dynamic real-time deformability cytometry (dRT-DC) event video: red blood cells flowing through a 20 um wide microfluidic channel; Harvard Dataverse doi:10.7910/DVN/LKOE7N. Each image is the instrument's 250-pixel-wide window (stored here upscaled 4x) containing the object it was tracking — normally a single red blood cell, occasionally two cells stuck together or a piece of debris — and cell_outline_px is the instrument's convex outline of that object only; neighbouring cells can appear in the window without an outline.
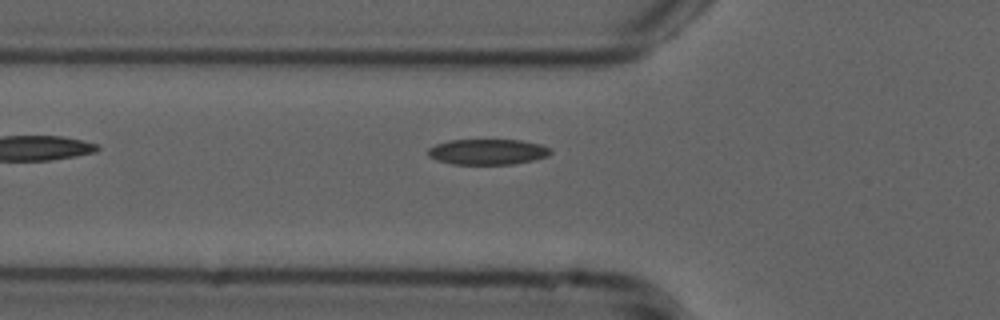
{"species": "common noctule bat (a hibernating species)", "species_latin": "Nyctalus noctula", "temperature_condition": "cold", "stored_images_in_passage": 32, "camera_frame_rate_fps": 3000, "um_per_image_px": 0.085, "animal": {"sex": "male", "forearm_length_mm": 52.5}, "frame": {"image": 1, "passage_image": 2, "time_ms": 0.333, "image_size_px": [1000, 320], "cell_outline_px": [[552, 152], [548, 156], [532, 160], [512, 164], [452, 164], [436, 160], [428, 156], [428, 148], [436, 144], [448, 140], [520, 140], [540, 144], [552, 148]], "centroid_in_image_um": [41.44, 12.9], "position_along_channel_um": 84.4, "area_um2": 18.32}}
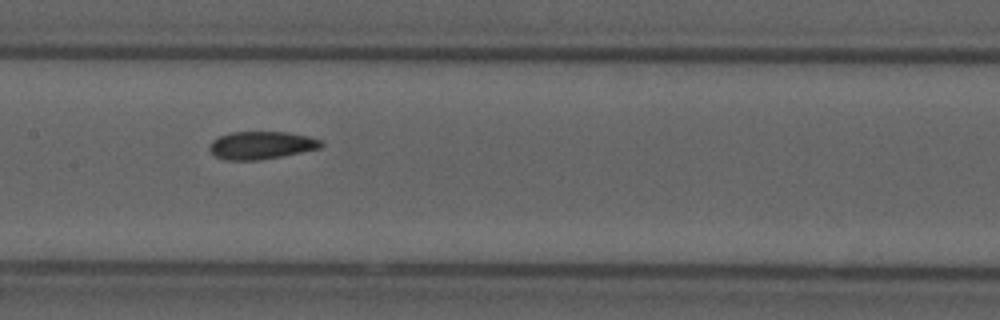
{"frame": {"image": 2, "passage_image": 10, "time_ms": 3.0, "image_size_px": [1000, 320], "cell_outline_px": [[324, 144], [320, 148], [260, 160], [224, 160], [216, 156], [208, 148], [212, 140], [220, 136], [232, 132], [288, 132], [308, 136], [320, 140]], "centroid_in_image_um": [22.19, 12.34], "position_along_channel_um": 185.2, "area_um2": 17.92}}
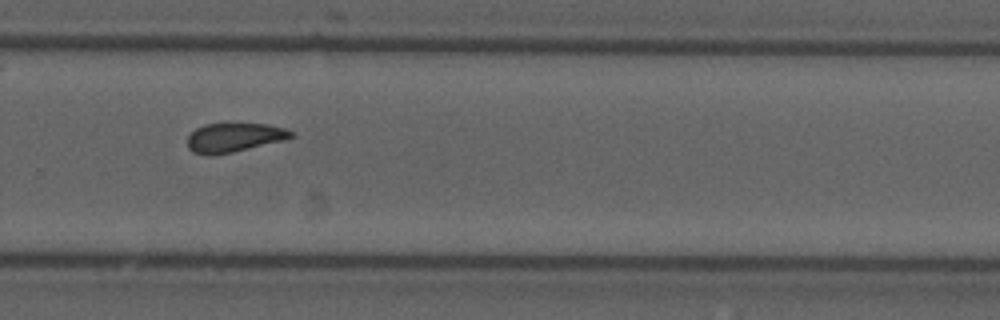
{"frame": {"image": 3, "passage_image": 20, "time_ms": 6.333, "image_size_px": [1000, 320], "cell_outline_px": [[296, 136], [232, 152], [212, 156], [208, 156], [192, 152], [188, 148], [188, 136], [196, 128], [204, 124], [268, 124], [284, 128], [292, 132]], "centroid_in_image_um": [19.84, 11.69], "position_along_channel_um": 310.0, "area_um2": 17.28}, "authors_computed_cell_mechanics": {"area_um2": 18.207, "velocity_mm_per_s": 3.7663, "shape_relaxation_time_tau1_ms": 8.671, "shape_relaxation_time_tau2_ms": 3.6434, "deformation_change_tau1": 0.1622, "deformation_change_tau2": 0.1082}}